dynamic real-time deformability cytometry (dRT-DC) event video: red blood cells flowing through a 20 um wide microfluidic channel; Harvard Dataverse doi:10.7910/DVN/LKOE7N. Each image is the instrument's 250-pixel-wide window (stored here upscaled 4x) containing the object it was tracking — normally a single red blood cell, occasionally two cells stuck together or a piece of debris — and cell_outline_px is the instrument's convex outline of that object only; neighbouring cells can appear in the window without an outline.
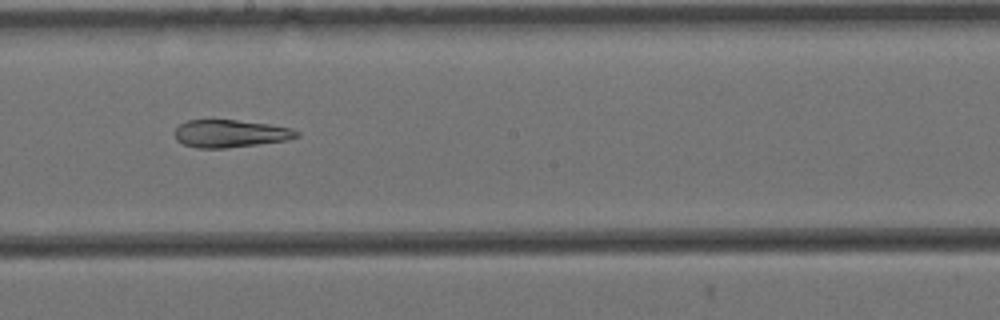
{"species": "Egyptian fruit bat (a non-hibernating species)", "species_latin": "Rousettus aegyptiacus", "temperature_condition": "cold", "stored_images_in_passage": 9, "camera_frame_rate_fps": 3000, "um_per_image_px": 0.085, "animal": {"sex": "female"}, "frame": {"image": 1, "passage_image": 9, "time_ms": 2.667, "image_size_px": [1000, 320], "cell_outline_px": [[300, 136], [288, 140], [224, 148], [196, 148], [184, 144], [176, 140], [172, 132], [180, 124], [188, 120], [236, 120], [268, 124], [292, 128], [300, 132]], "centroid_in_image_um": [19.56, 11.35], "position_along_channel_um": 228.6, "area_um2": 19.65}}